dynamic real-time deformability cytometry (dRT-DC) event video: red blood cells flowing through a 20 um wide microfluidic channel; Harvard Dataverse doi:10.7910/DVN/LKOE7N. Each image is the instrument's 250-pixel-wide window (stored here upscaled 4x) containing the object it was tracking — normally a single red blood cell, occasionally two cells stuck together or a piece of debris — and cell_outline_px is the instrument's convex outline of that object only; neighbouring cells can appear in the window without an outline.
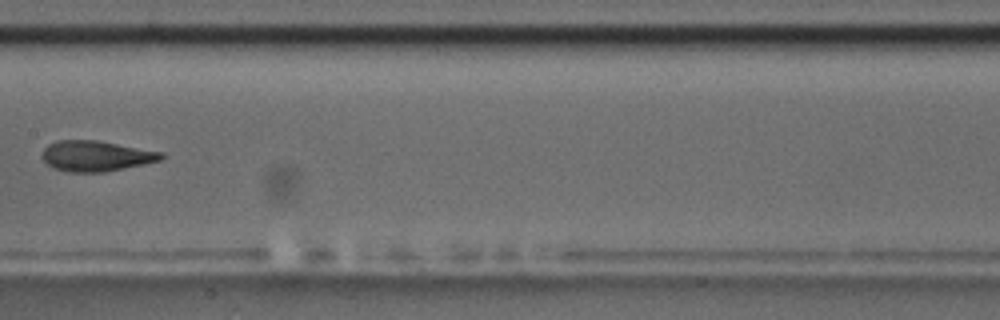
{"species": "common noctule bat (a hibernating species)", "species_latin": "Nyctalus noctula", "temperature_condition": "room temperature", "stored_images_in_passage": 12, "camera_frame_rate_fps": 3000, "um_per_image_px": 0.085, "animal": {"sex": "male", "body_mass_g": 17.5, "forearm_length_mm": 52.3}, "frame": {"image": 1, "passage_image": 6, "time_ms": 7.0, "image_size_px": [1000, 320], "cell_outline_px": [[164, 156], [160, 160], [144, 164], [104, 172], [68, 172], [52, 168], [40, 156], [44, 148], [48, 144], [56, 140], [96, 140], [164, 152]], "centroid_in_image_um": [8.13, 13.25], "position_along_channel_um": 199.3, "area_um2": 21.27}}
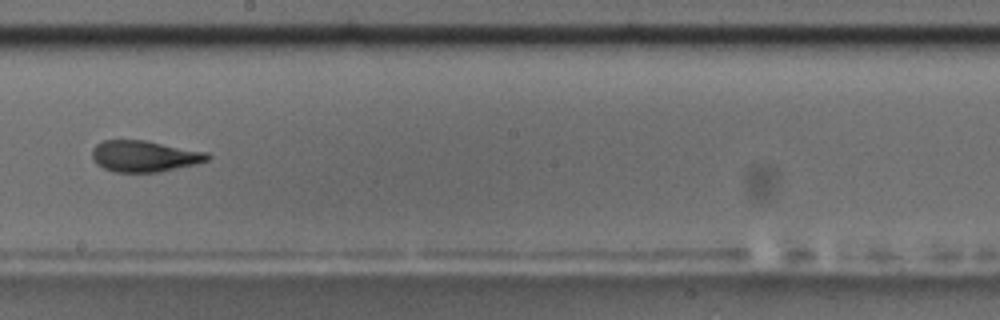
{"frame": {"image": 2, "passage_image": 7, "time_ms": 8.0, "image_size_px": [1000, 320], "cell_outline_px": [[212, 156], [208, 160], [196, 164], [156, 172], [116, 172], [104, 168], [96, 164], [92, 160], [92, 148], [96, 144], [104, 140], [144, 140], [208, 152]], "centroid_in_image_um": [12.26, 13.27], "position_along_channel_um": 235.9, "area_um2": 21.04}, "authors_computed_cell_mechanics": {"area_um2": 21.1259, "velocity_mm_per_s": 3.6863, "shape_relaxation_time_tau1_ms": 2.4199, "shape_relaxation_time_tau2_ms": 1.1988, "deformation_change_tau1": 0.1415, "deformation_change_tau2": 0.0853}}